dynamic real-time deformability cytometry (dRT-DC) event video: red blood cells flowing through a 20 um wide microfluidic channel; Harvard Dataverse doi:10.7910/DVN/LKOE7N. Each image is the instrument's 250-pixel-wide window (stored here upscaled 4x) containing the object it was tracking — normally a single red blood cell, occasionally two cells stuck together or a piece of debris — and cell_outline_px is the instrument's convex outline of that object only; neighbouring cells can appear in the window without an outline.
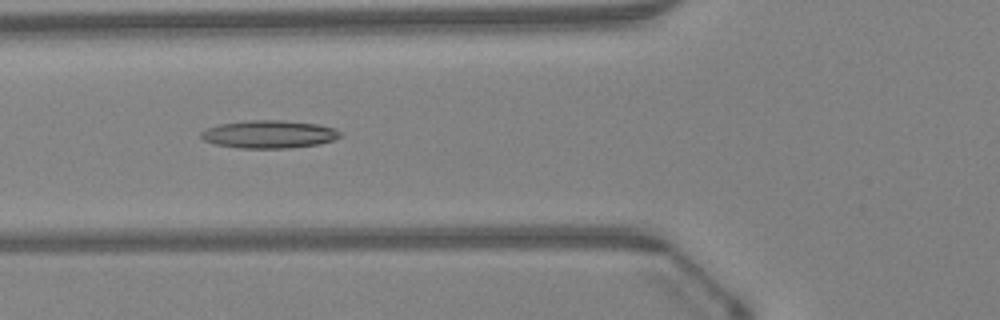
{"species": "Egyptian fruit bat (a non-hibernating species)", "species_latin": "Rousettus aegyptiacus", "temperature_condition": "warm", "stored_images_in_passage": 44, "camera_frame_rate_fps": 3000, "um_per_image_px": 0.085, "animal": {"sex": "female"}, "frame": {"image": 1, "passage_image": 14, "time_ms": 4.333, "image_size_px": [1000, 320], "cell_outline_px": [[344, 136], [332, 140], [316, 144], [292, 148], [240, 148], [216, 144], [204, 140], [200, 136], [200, 132], [208, 128], [220, 124], [248, 120], [284, 120], [316, 124], [336, 128]], "centroid_in_image_um": [22.89, 11.41], "position_along_channel_um": 102.9, "area_um2": 22.54}}
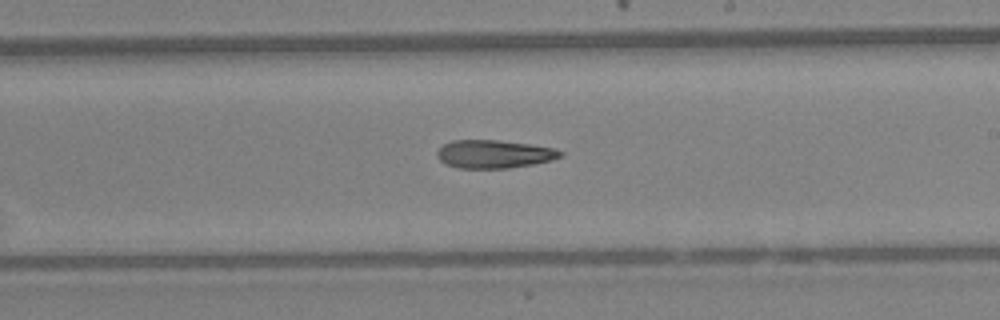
{"frame": {"image": 2, "passage_image": 24, "time_ms": 7.667, "image_size_px": [1000, 320], "cell_outline_px": [[564, 152], [560, 156], [552, 160], [532, 164], [508, 168], [460, 168], [448, 164], [440, 160], [436, 156], [436, 152], [444, 144], [452, 140], [500, 140], [532, 144], [556, 148]], "centroid_in_image_um": [42.02, 13.08], "position_along_channel_um": 247.0, "area_um2": 20.23}}
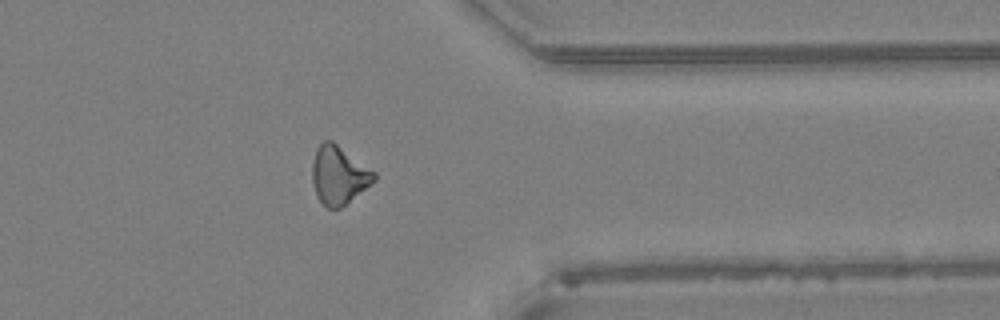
{"frame": {"image": 3, "passage_image": 34, "time_ms": 11.0, "image_size_px": [1000, 320], "cell_outline_px": [[376, 180], [340, 208], [328, 208], [320, 200], [316, 192], [312, 180], [312, 164], [316, 148], [324, 140], [332, 140], [376, 172]], "centroid_in_image_um": [28.8, 14.86], "position_along_channel_um": 382.6, "area_um2": 20.81}}